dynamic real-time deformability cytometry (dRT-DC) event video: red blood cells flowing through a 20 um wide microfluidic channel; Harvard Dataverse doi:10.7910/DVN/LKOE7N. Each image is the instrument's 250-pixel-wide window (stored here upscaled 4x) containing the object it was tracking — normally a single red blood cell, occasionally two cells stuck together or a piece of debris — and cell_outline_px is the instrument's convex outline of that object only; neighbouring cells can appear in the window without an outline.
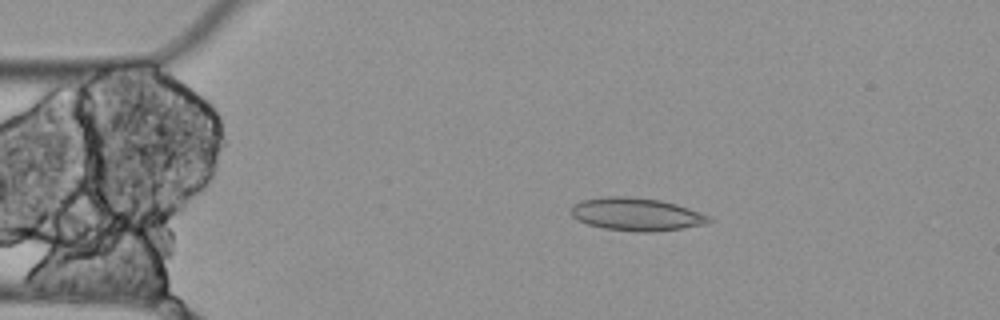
{"species": "Egyptian fruit bat (a non-hibernating species)", "species_latin": "Rousettus aegyptiacus", "temperature_condition": "cold", "stored_images_in_passage": 5, "camera_frame_rate_fps": 3000, "um_per_image_px": 0.085, "animal": {"sex": "female"}, "frame": {"image": 1, "passage_image": 3, "time_ms": 0.667, "image_size_px": [1000, 320], "cell_outline_px": [[712, 220], [704, 224], [684, 228], [656, 232], [636, 232], [604, 228], [588, 224], [572, 216], [572, 204], [584, 200], [608, 196], [624, 196], [660, 200], [676, 204], [700, 212], [708, 216]], "centroid_in_image_um": [54.11, 18.22], "position_along_channel_um": 30.9, "area_um2": 26.18}}
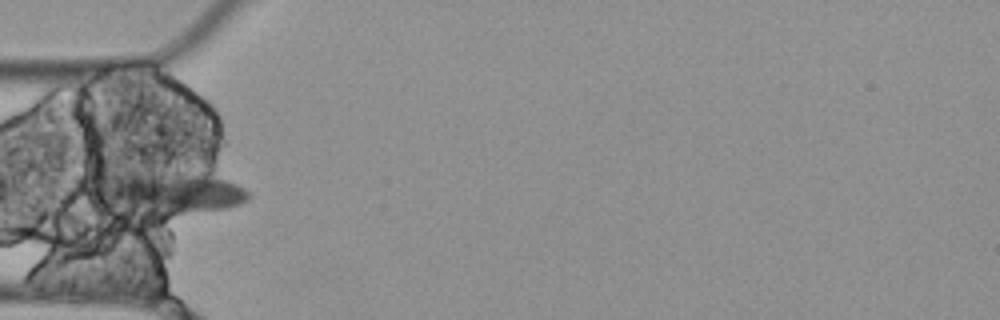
{"frame": {"image": 2, "passage_image": 5, "time_ms": 1.333, "image_size_px": [1000, 320], "cell_outline_px": [[252, 196], [248, 200], [240, 204], [228, 208], [168, 216], [152, 216], [96, 208], [88, 200], [92, 180], [124, 172], [204, 172], [236, 184], [244, 188]], "centroid_in_image_um": [14.04, 16.42], "position_along_channel_um": 71.0, "area_um2": 41.1}}